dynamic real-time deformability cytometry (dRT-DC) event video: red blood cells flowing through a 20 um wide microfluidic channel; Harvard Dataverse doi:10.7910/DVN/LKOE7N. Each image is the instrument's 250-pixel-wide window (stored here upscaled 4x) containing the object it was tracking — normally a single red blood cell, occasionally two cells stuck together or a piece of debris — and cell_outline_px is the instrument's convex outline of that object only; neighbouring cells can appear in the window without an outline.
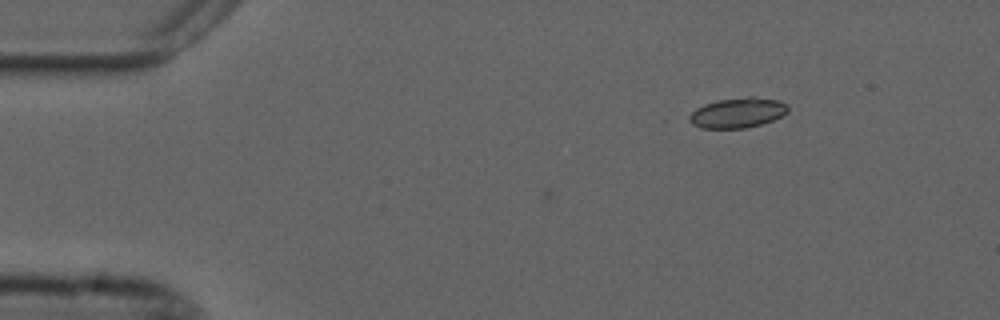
{"species": "common noctule bat (a hibernating species)", "species_latin": "Nyctalus noctula", "temperature_condition": "cold", "stored_images_in_passage": 5, "camera_frame_rate_fps": 3000, "um_per_image_px": 0.085, "animal": {"sex": "male", "forearm_length_mm": 52.5}, "frame": {"image": 1, "passage_image": 5, "time_ms": 1.333, "image_size_px": [1000, 320], "cell_outline_px": [[788, 112], [772, 120], [760, 124], [744, 128], [700, 128], [692, 124], [688, 120], [688, 116], [696, 108], [704, 104], [716, 100], [748, 96], [752, 96], [780, 100], [788, 104]], "centroid_in_image_um": [62.69, 9.57], "position_along_channel_um": 22.3, "area_um2": 17.46}}